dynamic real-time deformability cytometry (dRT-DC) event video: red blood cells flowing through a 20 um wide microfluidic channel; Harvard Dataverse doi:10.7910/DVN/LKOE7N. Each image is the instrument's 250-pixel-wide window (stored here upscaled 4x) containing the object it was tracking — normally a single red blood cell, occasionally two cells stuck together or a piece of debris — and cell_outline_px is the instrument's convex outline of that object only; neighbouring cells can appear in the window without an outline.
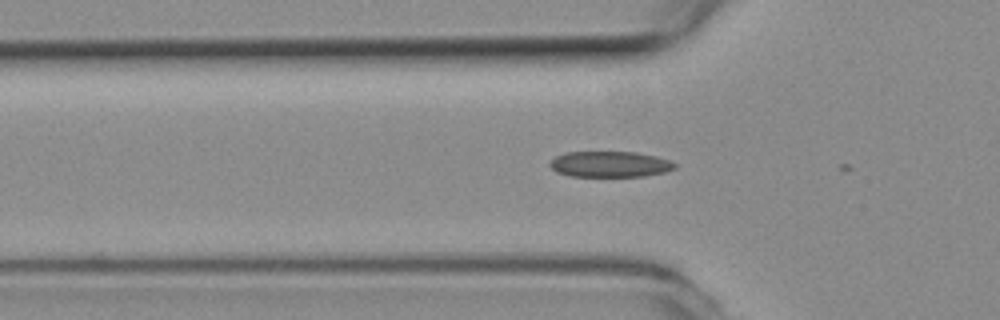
{"species": "common noctule bat (a hibernating species)", "species_latin": "Nyctalus noctula", "temperature_condition": "room temperature", "stored_images_in_passage": 3, "camera_frame_rate_fps": 3000, "um_per_image_px": 0.085, "animal": {"sex": "female", "body_mass_g": 19.3, "forearm_length_mm": 54.1}, "frame": {"image": 1, "passage_image": 2, "time_ms": 0.333, "image_size_px": [1000, 320], "cell_outline_px": [[676, 168], [664, 172], [644, 176], [572, 176], [556, 172], [548, 164], [556, 156], [568, 152], [636, 152], [656, 156], [668, 160], [676, 164]], "centroid_in_image_um": [51.84, 13.96], "position_along_channel_um": 74.0, "area_um2": 18.67}}